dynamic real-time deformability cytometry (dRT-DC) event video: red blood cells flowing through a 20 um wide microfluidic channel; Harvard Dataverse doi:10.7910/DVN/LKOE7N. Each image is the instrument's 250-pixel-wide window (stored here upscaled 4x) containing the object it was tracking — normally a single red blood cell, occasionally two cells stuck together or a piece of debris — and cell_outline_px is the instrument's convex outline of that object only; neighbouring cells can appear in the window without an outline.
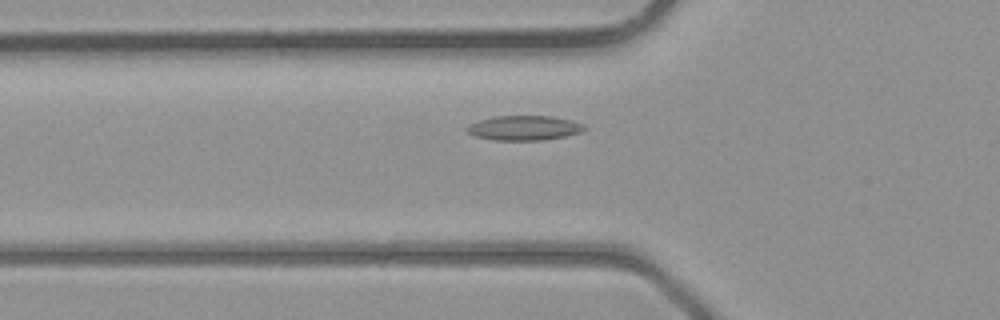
{"species": "common noctule bat (a hibernating species)", "species_latin": "Nyctalus noctula", "temperature_condition": "room temperature", "stored_images_in_passage": 3, "camera_frame_rate_fps": 3000, "um_per_image_px": 0.085, "animal": {"sex": "male", "body_mass_g": 23.1, "forearm_length_mm": 52.7}, "frame": {"image": 1, "passage_image": 3, "time_ms": 2.333, "image_size_px": [1000, 320], "cell_outline_px": [[588, 128], [580, 132], [564, 136], [544, 140], [496, 140], [476, 136], [468, 132], [464, 128], [480, 120], [496, 116], [552, 116], [572, 120], [584, 124]], "centroid_in_image_um": [44.6, 10.87], "position_along_channel_um": 81.2, "area_um2": 16.76}}